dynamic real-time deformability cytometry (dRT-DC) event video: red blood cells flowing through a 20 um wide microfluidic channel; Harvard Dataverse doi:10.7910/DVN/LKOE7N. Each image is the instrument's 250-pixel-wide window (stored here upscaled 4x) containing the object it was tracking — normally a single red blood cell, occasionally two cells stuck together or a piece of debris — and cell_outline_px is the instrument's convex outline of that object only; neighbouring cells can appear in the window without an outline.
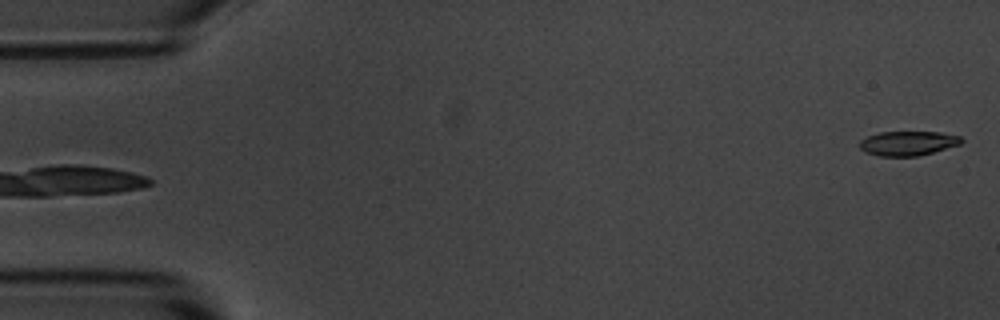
{"species": "common noctule bat (a hibernating species)", "species_latin": "Nyctalus noctula", "temperature_condition": "room temperature", "stored_images_in_passage": 6, "camera_frame_rate_fps": 3000, "um_per_image_px": 0.085, "animal": {"sex": "male", "body_mass_g": 20.1, "forearm_length_mm": 53.5}, "frame": {"image": 1, "passage_image": 6, "time_ms": 5.667, "image_size_px": [1000, 320], "cell_outline_px": [[964, 140], [960, 144], [932, 152], [916, 156], [880, 156], [868, 152], [860, 148], [860, 140], [868, 136], [880, 132], [940, 132], [960, 136]], "centroid_in_image_um": [77.19, 12.17], "position_along_channel_um": 7.8, "area_um2": 14.28}}